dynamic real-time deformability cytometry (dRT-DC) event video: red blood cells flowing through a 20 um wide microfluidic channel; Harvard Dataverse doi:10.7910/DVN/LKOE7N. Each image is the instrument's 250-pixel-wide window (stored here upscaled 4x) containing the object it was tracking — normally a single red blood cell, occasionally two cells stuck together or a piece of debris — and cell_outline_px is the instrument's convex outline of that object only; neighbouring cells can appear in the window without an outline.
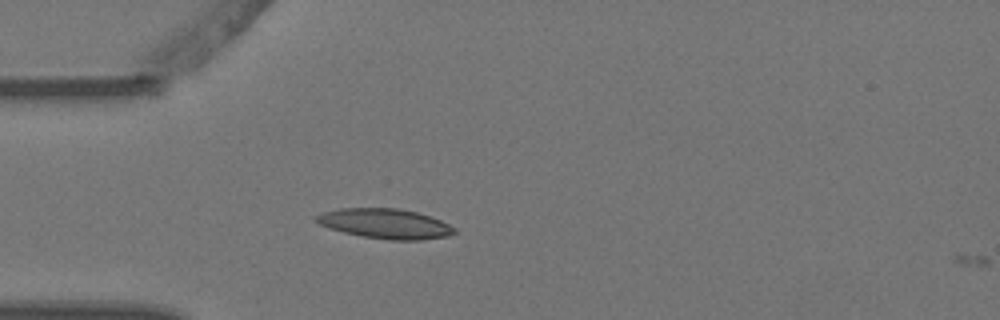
{"species": "Egyptian fruit bat (a non-hibernating species)", "species_latin": "Rousettus aegyptiacus", "temperature_condition": "warm", "stored_images_in_passage": 4, "camera_frame_rate_fps": 3000, "um_per_image_px": 0.085, "animal": {"sex": "female"}, "frame": {"image": 1, "passage_image": 4, "time_ms": 1.0, "image_size_px": [1000, 320], "cell_outline_px": [[456, 232], [448, 236], [420, 240], [388, 240], [360, 236], [328, 228], [312, 220], [312, 216], [324, 212], [340, 208], [400, 208], [416, 212], [440, 220], [456, 228]], "centroid_in_image_um": [32.7, 19.01], "position_along_channel_um": 52.3, "area_um2": 24.22}}